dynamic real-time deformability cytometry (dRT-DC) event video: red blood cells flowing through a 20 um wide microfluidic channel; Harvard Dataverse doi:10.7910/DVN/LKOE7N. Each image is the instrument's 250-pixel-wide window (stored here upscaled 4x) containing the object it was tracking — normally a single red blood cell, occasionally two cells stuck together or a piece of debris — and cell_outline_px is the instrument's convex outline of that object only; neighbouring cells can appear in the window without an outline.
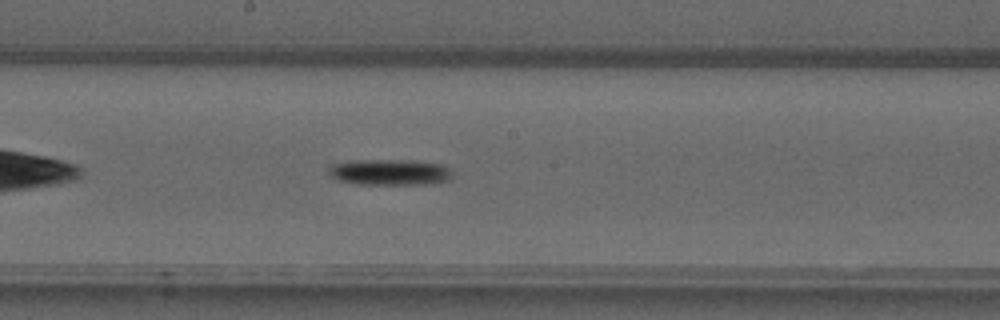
{"species": "common noctule bat (a hibernating species)", "species_latin": "Nyctalus noctula", "temperature_condition": "warm", "stored_images_in_passage": 36, "camera_frame_rate_fps": 3000, "um_per_image_px": 0.085, "animal": {"sex": "male", "forearm_length_mm": 52.5}, "frame": {"image": 1, "passage_image": 14, "time_ms": 4.333, "image_size_px": [1000, 320], "cell_outline_px": [[452, 172], [448, 180], [424, 184], [356, 184], [336, 180], [328, 172], [328, 168], [332, 164], [352, 160], [412, 160], [440, 164], [448, 168]], "centroid_in_image_um": [33.07, 14.63], "position_along_channel_um": 215.1, "area_um2": 18.67}}
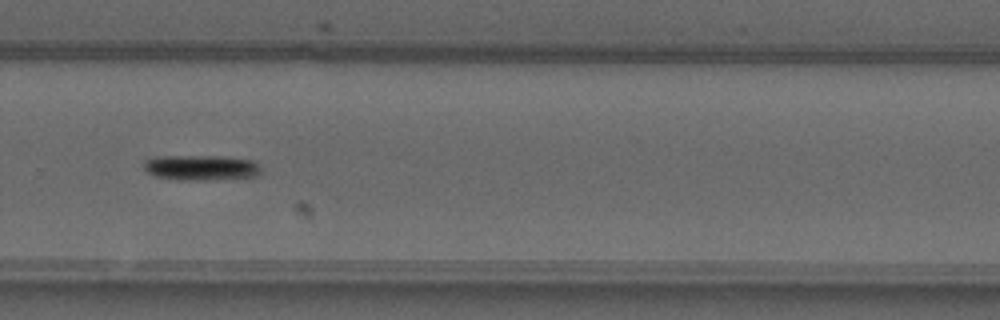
{"frame": {"image": 2, "passage_image": 21, "time_ms": 6.667, "image_size_px": [1000, 320], "cell_outline_px": [[260, 176], [208, 180], [180, 180], [152, 176], [144, 168], [144, 160], [156, 156], [220, 156], [252, 160], [260, 164]], "centroid_in_image_um": [17.09, 14.25], "position_along_channel_um": 312.7, "area_um2": 17.51}}
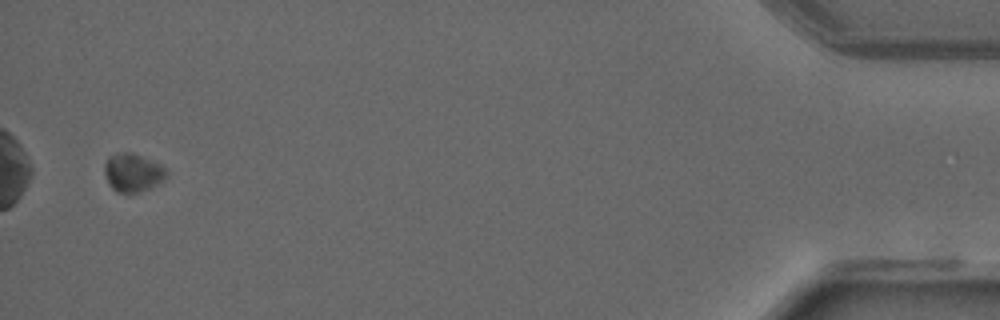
{"frame": {"image": 3, "passage_image": 35, "time_ms": 11.333, "image_size_px": [1000, 320], "cell_outline_px": [[168, 176], [164, 180], [148, 188], [136, 192], [116, 192], [108, 184], [104, 172], [104, 164], [108, 156], [116, 152], [132, 152], [160, 164], [168, 172]], "centroid_in_image_um": [11.26, 14.65], "position_along_channel_um": 423.9, "area_um2": 13.87}}